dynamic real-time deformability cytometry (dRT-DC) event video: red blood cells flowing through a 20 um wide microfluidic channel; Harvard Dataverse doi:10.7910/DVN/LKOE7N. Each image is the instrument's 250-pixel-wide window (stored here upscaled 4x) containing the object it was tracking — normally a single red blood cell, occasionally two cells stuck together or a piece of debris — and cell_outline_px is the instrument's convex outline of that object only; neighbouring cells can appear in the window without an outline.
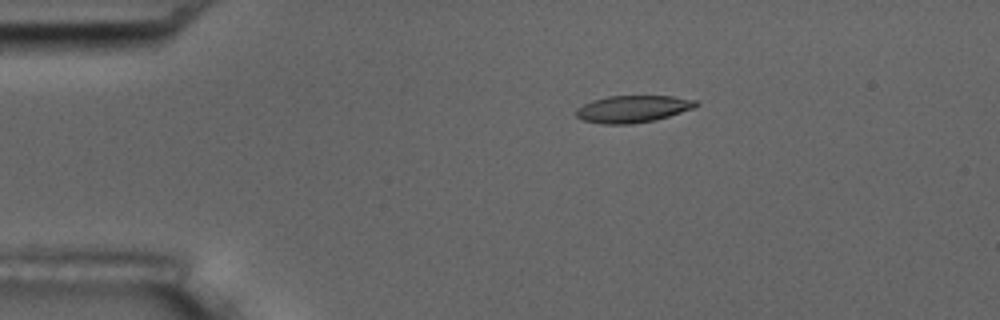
{"species": "common noctule bat (a hibernating species)", "species_latin": "Nyctalus noctula", "temperature_condition": "room temperature", "stored_images_in_passage": 15, "camera_frame_rate_fps": 3000, "um_per_image_px": 0.085, "animal": {"sex": "male", "body_mass_g": 17.5, "forearm_length_mm": 52.3}, "frame": {"image": 1, "passage_image": 3, "time_ms": 2.333, "image_size_px": [1000, 320], "cell_outline_px": [[700, 104], [692, 108], [656, 120], [632, 124], [604, 124], [584, 120], [576, 116], [576, 108], [592, 100], [608, 96], [672, 96], [696, 100]], "centroid_in_image_um": [53.78, 9.26], "position_along_channel_um": 31.2, "area_um2": 18.79}}
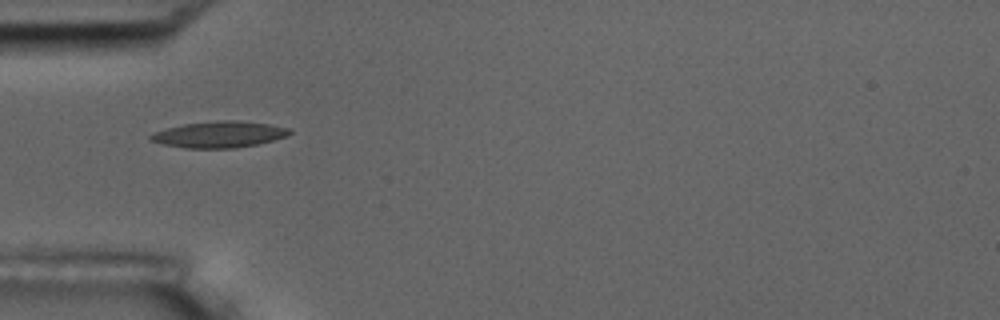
{"frame": {"image": 2, "passage_image": 5, "time_ms": 4.667, "image_size_px": [1000, 320], "cell_outline_px": [[292, 132], [288, 136], [256, 144], [232, 148], [184, 148], [164, 144], [148, 140], [148, 136], [152, 132], [164, 128], [184, 124], [216, 120], [236, 120], [268, 124], [288, 128]], "centroid_in_image_um": [18.57, 11.42], "position_along_channel_um": 66.4, "area_um2": 21.33}}
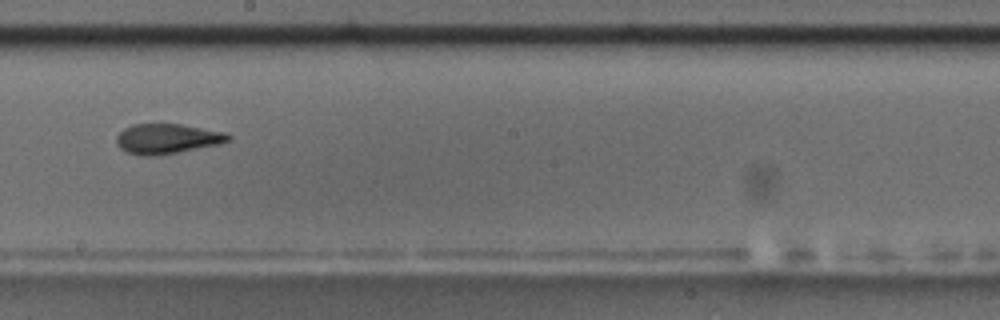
{"frame": {"image": 3, "passage_image": 9, "time_ms": 9.333, "image_size_px": [1000, 320], "cell_outline_px": [[232, 140], [220, 144], [180, 152], [152, 156], [140, 156], [124, 152], [116, 144], [116, 136], [124, 128], [132, 124], [180, 124], [228, 132], [232, 136]], "centroid_in_image_um": [14.23, 11.8], "position_along_channel_um": 234.0, "area_um2": 19.94}}